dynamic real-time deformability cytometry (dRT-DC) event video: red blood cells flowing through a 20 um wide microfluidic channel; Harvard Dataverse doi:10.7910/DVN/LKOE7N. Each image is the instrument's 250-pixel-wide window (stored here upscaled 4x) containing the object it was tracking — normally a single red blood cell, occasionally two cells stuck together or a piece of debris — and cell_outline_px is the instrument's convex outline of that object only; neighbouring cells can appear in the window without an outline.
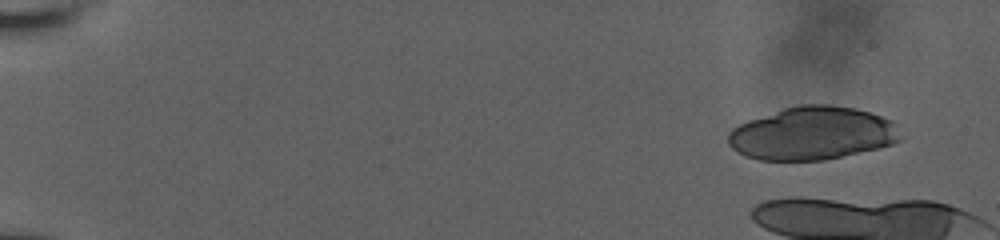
{"species": "human", "species_latin": "Homo sapiens", "temperature_condition": "room temperature", "stored_images_in_passage": 9, "camera_frame_rate_fps": 3000, "um_per_image_px": 0.085, "donor": {"sex": "male"}, "frame": {"image": 1, "passage_image": 1, "time_ms": 0.0, "image_size_px": [1000, 240], "cell_outline_px": [[900, 140], [892, 144], [880, 148], [824, 160], [760, 160], [744, 156], [736, 152], [728, 144], [728, 132], [732, 128], [748, 120], [784, 108], [800, 104], [828, 104], [856, 108], [892, 120], [896, 124]], "centroid_in_image_um": [69.03, 11.34], "position_along_channel_um": 16.0, "area_um2": 53.41}}